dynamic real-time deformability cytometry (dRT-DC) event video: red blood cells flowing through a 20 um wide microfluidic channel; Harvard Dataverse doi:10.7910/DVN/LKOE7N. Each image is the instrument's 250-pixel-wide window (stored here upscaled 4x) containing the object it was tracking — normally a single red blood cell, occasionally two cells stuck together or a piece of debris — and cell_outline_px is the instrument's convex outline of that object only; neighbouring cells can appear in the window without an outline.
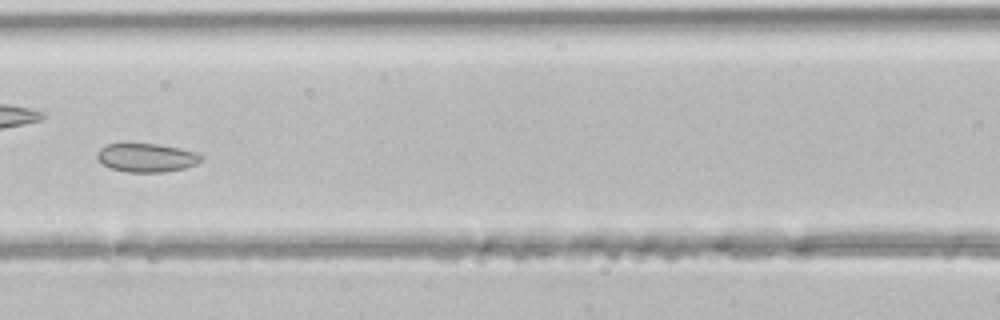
{"species": "common noctule bat (a hibernating species)", "species_latin": "Nyctalus noctula", "temperature_condition": "room temperature", "stored_images_in_passage": 46, "segment_of_instrument_passage": [1, 2], "camera_frame_rate_fps": 3000, "um_per_image_px": 0.085, "animal": {"sex": "male", "body_mass_g": 21.5, "forearm_length_mm": 52.0}, "frame": {"image": 1, "passage_image": 20, "time_ms": 6.333, "image_size_px": [1000, 320], "cell_outline_px": [[204, 160], [196, 164], [184, 168], [164, 172], [128, 172], [112, 168], [104, 164], [96, 156], [96, 152], [104, 144], [156, 144], [180, 148], [196, 152], [204, 156]], "centroid_in_image_um": [12.49, 13.4], "position_along_channel_um": 154.1, "area_um2": 17.34}}